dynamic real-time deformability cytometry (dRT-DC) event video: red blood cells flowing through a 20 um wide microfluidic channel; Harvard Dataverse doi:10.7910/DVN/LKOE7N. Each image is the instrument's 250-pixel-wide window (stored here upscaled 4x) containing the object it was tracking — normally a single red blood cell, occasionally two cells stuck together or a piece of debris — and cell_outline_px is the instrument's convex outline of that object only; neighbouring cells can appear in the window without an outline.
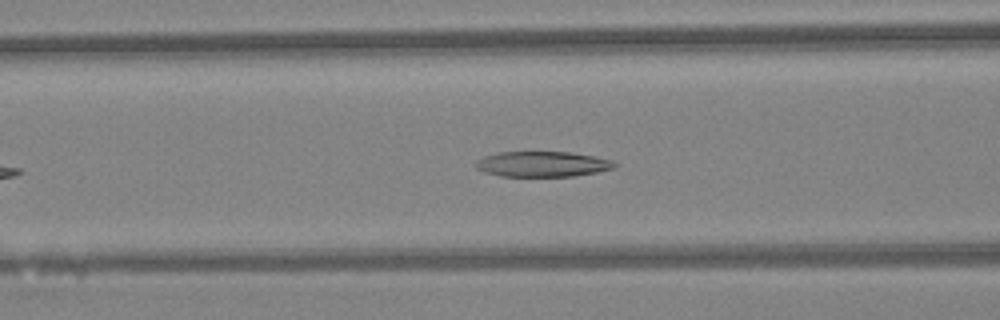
{"species": "Egyptian fruit bat (a non-hibernating species)", "species_latin": "Rousettus aegyptiacus", "temperature_condition": "warm", "stored_images_in_passage": 33, "camera_frame_rate_fps": 3000, "um_per_image_px": 0.085, "animal": {"sex": "female"}, "frame": {"image": 1, "passage_image": 10, "time_ms": 3.0, "image_size_px": [1000, 320], "cell_outline_px": [[616, 168], [596, 172], [572, 176], [500, 176], [484, 172], [476, 168], [476, 164], [484, 156], [496, 152], [568, 152], [592, 156], [612, 160], [616, 164]], "centroid_in_image_um": [46.11, 13.95], "position_along_channel_um": 120.5, "area_um2": 20.35}}
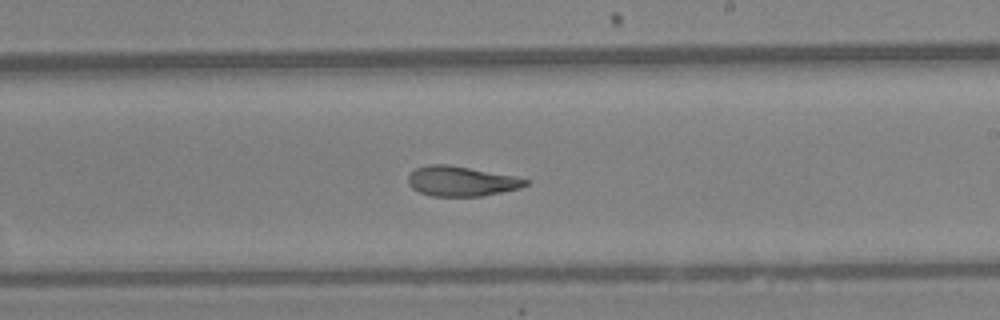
{"frame": {"image": 2, "passage_image": 19, "time_ms": 6.0, "image_size_px": [1000, 320], "cell_outline_px": [[528, 184], [520, 188], [484, 196], [432, 196], [420, 192], [412, 188], [408, 184], [408, 176], [416, 168], [428, 164], [444, 164], [516, 176], [528, 180]], "centroid_in_image_um": [39.2, 15.41], "position_along_channel_um": 249.8, "area_um2": 20.35}}
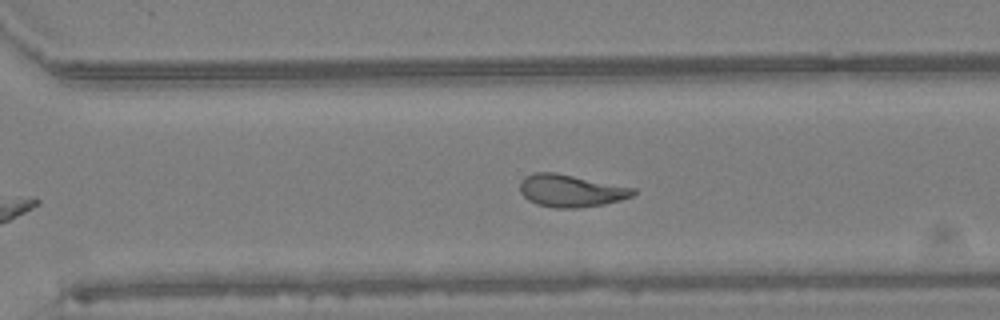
{"frame": {"image": 3, "passage_image": 24, "time_ms": 7.667, "image_size_px": [1000, 320], "cell_outline_px": [[636, 192], [632, 196], [620, 200], [604, 204], [576, 208], [556, 208], [536, 204], [528, 200], [520, 192], [520, 180], [524, 176], [536, 172], [556, 172], [636, 188]], "centroid_in_image_um": [48.51, 16.2], "position_along_channel_um": 322.1, "area_um2": 21.5}, "authors_computed_cell_mechanics": {"area_um2": 21.5016, "velocity_mm_per_s": 4.3436, "shape_relaxation_time_tau1_ms": null, "shape_relaxation_time_tau2_ms": 2.3709, "deformation_change_tau1": null, "deformation_change_tau2": 0.1045}}